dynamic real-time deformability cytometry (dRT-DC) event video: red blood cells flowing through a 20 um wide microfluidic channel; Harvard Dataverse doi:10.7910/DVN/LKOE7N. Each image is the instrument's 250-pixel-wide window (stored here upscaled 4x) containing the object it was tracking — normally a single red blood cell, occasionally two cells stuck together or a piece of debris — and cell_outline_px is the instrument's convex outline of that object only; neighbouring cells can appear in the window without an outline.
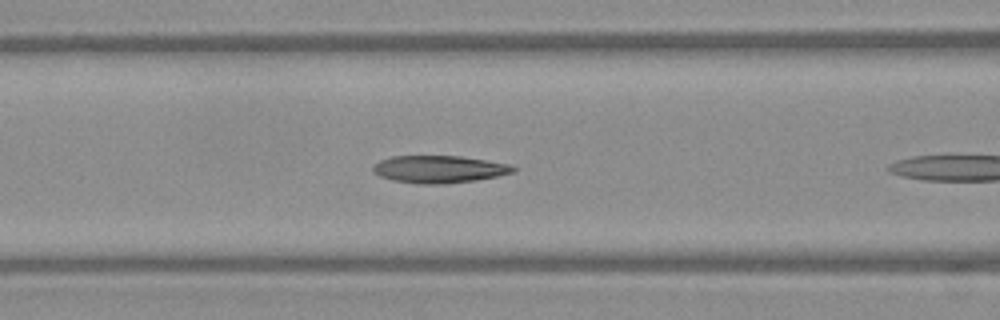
{"species": "Egyptian fruit bat (a non-hibernating species)", "species_latin": "Rousettus aegyptiacus", "temperature_condition": "warm", "stored_images_in_passage": 8, "camera_frame_rate_fps": 3000, "um_per_image_px": 0.085, "frame": {"image": 1, "passage_image": 7, "time_ms": 2.0, "image_size_px": [1000, 320], "cell_outline_px": [[516, 172], [476, 180], [444, 184], [420, 184], [392, 180], [380, 176], [372, 172], [372, 168], [380, 160], [392, 156], [460, 156], [512, 164], [516, 168]], "centroid_in_image_um": [37.34, 14.38], "position_along_channel_um": 129.3, "area_um2": 22.43}}